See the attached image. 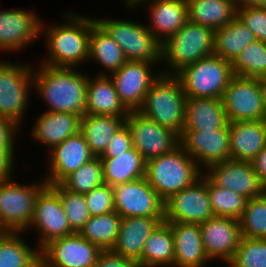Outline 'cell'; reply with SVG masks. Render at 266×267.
Here are the masks:
<instances>
[{
  "instance_id": "6da1fadb",
  "label": "cell",
  "mask_w": 266,
  "mask_h": 267,
  "mask_svg": "<svg viewBox=\"0 0 266 267\" xmlns=\"http://www.w3.org/2000/svg\"><path fill=\"white\" fill-rule=\"evenodd\" d=\"M65 20L58 24H44L41 20L40 38L44 36L46 56L40 64L50 67L81 68L89 57L91 28L95 17L65 11ZM46 25V26H45ZM50 25V26H49ZM80 66V67H79Z\"/></svg>"
},
{
  "instance_id": "7a4b0ae2",
  "label": "cell",
  "mask_w": 266,
  "mask_h": 267,
  "mask_svg": "<svg viewBox=\"0 0 266 267\" xmlns=\"http://www.w3.org/2000/svg\"><path fill=\"white\" fill-rule=\"evenodd\" d=\"M38 65L33 69V92L47 104L45 111L83 117L86 114L88 74L79 71L80 68Z\"/></svg>"
},
{
  "instance_id": "3957f363",
  "label": "cell",
  "mask_w": 266,
  "mask_h": 267,
  "mask_svg": "<svg viewBox=\"0 0 266 267\" xmlns=\"http://www.w3.org/2000/svg\"><path fill=\"white\" fill-rule=\"evenodd\" d=\"M214 32L188 20L161 44V73L176 75L186 66L213 55Z\"/></svg>"
},
{
  "instance_id": "277c9868",
  "label": "cell",
  "mask_w": 266,
  "mask_h": 267,
  "mask_svg": "<svg viewBox=\"0 0 266 267\" xmlns=\"http://www.w3.org/2000/svg\"><path fill=\"white\" fill-rule=\"evenodd\" d=\"M203 173L181 145L171 153L146 161L145 178L164 202L193 184Z\"/></svg>"
},
{
  "instance_id": "5b68a950",
  "label": "cell",
  "mask_w": 266,
  "mask_h": 267,
  "mask_svg": "<svg viewBox=\"0 0 266 267\" xmlns=\"http://www.w3.org/2000/svg\"><path fill=\"white\" fill-rule=\"evenodd\" d=\"M186 100L180 80L175 75L161 74L147 92L138 111L181 137L185 123Z\"/></svg>"
},
{
  "instance_id": "8992f818",
  "label": "cell",
  "mask_w": 266,
  "mask_h": 267,
  "mask_svg": "<svg viewBox=\"0 0 266 267\" xmlns=\"http://www.w3.org/2000/svg\"><path fill=\"white\" fill-rule=\"evenodd\" d=\"M27 184L22 185L13 177L0 180V229L3 232L25 233L28 230L36 197L47 183L40 178Z\"/></svg>"
},
{
  "instance_id": "52a82bcc",
  "label": "cell",
  "mask_w": 266,
  "mask_h": 267,
  "mask_svg": "<svg viewBox=\"0 0 266 267\" xmlns=\"http://www.w3.org/2000/svg\"><path fill=\"white\" fill-rule=\"evenodd\" d=\"M175 76L186 97L222 99L234 74L230 62L211 55L186 66Z\"/></svg>"
},
{
  "instance_id": "ba28073f",
  "label": "cell",
  "mask_w": 266,
  "mask_h": 267,
  "mask_svg": "<svg viewBox=\"0 0 266 267\" xmlns=\"http://www.w3.org/2000/svg\"><path fill=\"white\" fill-rule=\"evenodd\" d=\"M96 22L120 46L127 61H144L161 65V43L146 27L133 19L95 18Z\"/></svg>"
},
{
  "instance_id": "9c48e42d",
  "label": "cell",
  "mask_w": 266,
  "mask_h": 267,
  "mask_svg": "<svg viewBox=\"0 0 266 267\" xmlns=\"http://www.w3.org/2000/svg\"><path fill=\"white\" fill-rule=\"evenodd\" d=\"M19 63L0 59V116L22 127L33 92L34 64Z\"/></svg>"
},
{
  "instance_id": "30bf717a",
  "label": "cell",
  "mask_w": 266,
  "mask_h": 267,
  "mask_svg": "<svg viewBox=\"0 0 266 267\" xmlns=\"http://www.w3.org/2000/svg\"><path fill=\"white\" fill-rule=\"evenodd\" d=\"M164 203L166 222L200 224L214 217L208 193V177L204 173Z\"/></svg>"
},
{
  "instance_id": "8fae6325",
  "label": "cell",
  "mask_w": 266,
  "mask_h": 267,
  "mask_svg": "<svg viewBox=\"0 0 266 267\" xmlns=\"http://www.w3.org/2000/svg\"><path fill=\"white\" fill-rule=\"evenodd\" d=\"M125 123L130 129L133 147L147 161L173 152L181 145L180 136L139 111H130Z\"/></svg>"
},
{
  "instance_id": "7c38bea8",
  "label": "cell",
  "mask_w": 266,
  "mask_h": 267,
  "mask_svg": "<svg viewBox=\"0 0 266 267\" xmlns=\"http://www.w3.org/2000/svg\"><path fill=\"white\" fill-rule=\"evenodd\" d=\"M155 66L159 65L144 61H126L109 76L121 102L129 111H138L142 107L147 92L162 74L160 68H153Z\"/></svg>"
},
{
  "instance_id": "4fadbf2b",
  "label": "cell",
  "mask_w": 266,
  "mask_h": 267,
  "mask_svg": "<svg viewBox=\"0 0 266 267\" xmlns=\"http://www.w3.org/2000/svg\"><path fill=\"white\" fill-rule=\"evenodd\" d=\"M230 122L266 120L259 79L234 75L222 97Z\"/></svg>"
},
{
  "instance_id": "5bb4252c",
  "label": "cell",
  "mask_w": 266,
  "mask_h": 267,
  "mask_svg": "<svg viewBox=\"0 0 266 267\" xmlns=\"http://www.w3.org/2000/svg\"><path fill=\"white\" fill-rule=\"evenodd\" d=\"M101 251L75 232L53 239L40 249L41 267H95Z\"/></svg>"
},
{
  "instance_id": "9a60e30c",
  "label": "cell",
  "mask_w": 266,
  "mask_h": 267,
  "mask_svg": "<svg viewBox=\"0 0 266 267\" xmlns=\"http://www.w3.org/2000/svg\"><path fill=\"white\" fill-rule=\"evenodd\" d=\"M33 228L39 237V249L53 239L75 233L69 226L59 194L50 185H46L36 197L28 230Z\"/></svg>"
},
{
  "instance_id": "2e32d148",
  "label": "cell",
  "mask_w": 266,
  "mask_h": 267,
  "mask_svg": "<svg viewBox=\"0 0 266 267\" xmlns=\"http://www.w3.org/2000/svg\"><path fill=\"white\" fill-rule=\"evenodd\" d=\"M112 188L115 211L122 218L164 217L165 203L145 177Z\"/></svg>"
},
{
  "instance_id": "e0dca14e",
  "label": "cell",
  "mask_w": 266,
  "mask_h": 267,
  "mask_svg": "<svg viewBox=\"0 0 266 267\" xmlns=\"http://www.w3.org/2000/svg\"><path fill=\"white\" fill-rule=\"evenodd\" d=\"M41 20L31 9H1L0 51L20 52L34 43L36 38L40 39Z\"/></svg>"
},
{
  "instance_id": "ac0fdd59",
  "label": "cell",
  "mask_w": 266,
  "mask_h": 267,
  "mask_svg": "<svg viewBox=\"0 0 266 267\" xmlns=\"http://www.w3.org/2000/svg\"><path fill=\"white\" fill-rule=\"evenodd\" d=\"M204 174L216 186L234 191L247 199L259 197L266 192L252 163L248 161L225 160L209 166Z\"/></svg>"
},
{
  "instance_id": "d6986e66",
  "label": "cell",
  "mask_w": 266,
  "mask_h": 267,
  "mask_svg": "<svg viewBox=\"0 0 266 267\" xmlns=\"http://www.w3.org/2000/svg\"><path fill=\"white\" fill-rule=\"evenodd\" d=\"M199 225L203 248L209 260L228 264L241 239L239 220L214 216Z\"/></svg>"
},
{
  "instance_id": "ffe728a7",
  "label": "cell",
  "mask_w": 266,
  "mask_h": 267,
  "mask_svg": "<svg viewBox=\"0 0 266 267\" xmlns=\"http://www.w3.org/2000/svg\"><path fill=\"white\" fill-rule=\"evenodd\" d=\"M47 154L48 166L43 179L50 186L59 184L83 164L95 158L80 131L53 147Z\"/></svg>"
},
{
  "instance_id": "44dd1931",
  "label": "cell",
  "mask_w": 266,
  "mask_h": 267,
  "mask_svg": "<svg viewBox=\"0 0 266 267\" xmlns=\"http://www.w3.org/2000/svg\"><path fill=\"white\" fill-rule=\"evenodd\" d=\"M181 146L205 171L209 166L230 159L229 129L217 131H183Z\"/></svg>"
},
{
  "instance_id": "7402d4cb",
  "label": "cell",
  "mask_w": 266,
  "mask_h": 267,
  "mask_svg": "<svg viewBox=\"0 0 266 267\" xmlns=\"http://www.w3.org/2000/svg\"><path fill=\"white\" fill-rule=\"evenodd\" d=\"M148 9V25L152 35L162 44L188 21L186 0H144L136 4Z\"/></svg>"
},
{
  "instance_id": "603a6c76",
  "label": "cell",
  "mask_w": 266,
  "mask_h": 267,
  "mask_svg": "<svg viewBox=\"0 0 266 267\" xmlns=\"http://www.w3.org/2000/svg\"><path fill=\"white\" fill-rule=\"evenodd\" d=\"M174 241L173 267H207V257L199 224L168 222Z\"/></svg>"
},
{
  "instance_id": "cb8c5ba5",
  "label": "cell",
  "mask_w": 266,
  "mask_h": 267,
  "mask_svg": "<svg viewBox=\"0 0 266 267\" xmlns=\"http://www.w3.org/2000/svg\"><path fill=\"white\" fill-rule=\"evenodd\" d=\"M80 116L73 113L42 112L32 126L31 138L46 146L47 151L80 131Z\"/></svg>"
},
{
  "instance_id": "d4e9b609",
  "label": "cell",
  "mask_w": 266,
  "mask_h": 267,
  "mask_svg": "<svg viewBox=\"0 0 266 267\" xmlns=\"http://www.w3.org/2000/svg\"><path fill=\"white\" fill-rule=\"evenodd\" d=\"M164 217H126L121 219L118 237L111 249L120 256L138 261L144 244Z\"/></svg>"
},
{
  "instance_id": "484cf974",
  "label": "cell",
  "mask_w": 266,
  "mask_h": 267,
  "mask_svg": "<svg viewBox=\"0 0 266 267\" xmlns=\"http://www.w3.org/2000/svg\"><path fill=\"white\" fill-rule=\"evenodd\" d=\"M129 113L130 111L121 102L114 82L109 76L88 75L86 114L127 118Z\"/></svg>"
},
{
  "instance_id": "4316f807",
  "label": "cell",
  "mask_w": 266,
  "mask_h": 267,
  "mask_svg": "<svg viewBox=\"0 0 266 267\" xmlns=\"http://www.w3.org/2000/svg\"><path fill=\"white\" fill-rule=\"evenodd\" d=\"M229 129L222 99L187 97L183 131Z\"/></svg>"
},
{
  "instance_id": "83f0119b",
  "label": "cell",
  "mask_w": 266,
  "mask_h": 267,
  "mask_svg": "<svg viewBox=\"0 0 266 267\" xmlns=\"http://www.w3.org/2000/svg\"><path fill=\"white\" fill-rule=\"evenodd\" d=\"M230 159L251 162L266 147V120L229 123Z\"/></svg>"
},
{
  "instance_id": "f1b7e54d",
  "label": "cell",
  "mask_w": 266,
  "mask_h": 267,
  "mask_svg": "<svg viewBox=\"0 0 266 267\" xmlns=\"http://www.w3.org/2000/svg\"><path fill=\"white\" fill-rule=\"evenodd\" d=\"M90 60L104 69H99V76H110L127 61L120 46L98 23L91 28L89 37Z\"/></svg>"
},
{
  "instance_id": "f546056e",
  "label": "cell",
  "mask_w": 266,
  "mask_h": 267,
  "mask_svg": "<svg viewBox=\"0 0 266 267\" xmlns=\"http://www.w3.org/2000/svg\"><path fill=\"white\" fill-rule=\"evenodd\" d=\"M100 159L104 184L111 187L145 177L146 160L134 147L124 153L115 154V157Z\"/></svg>"
},
{
  "instance_id": "4dcf8cb0",
  "label": "cell",
  "mask_w": 266,
  "mask_h": 267,
  "mask_svg": "<svg viewBox=\"0 0 266 267\" xmlns=\"http://www.w3.org/2000/svg\"><path fill=\"white\" fill-rule=\"evenodd\" d=\"M188 20L217 30L237 17L236 0H186Z\"/></svg>"
},
{
  "instance_id": "1f68e13d",
  "label": "cell",
  "mask_w": 266,
  "mask_h": 267,
  "mask_svg": "<svg viewBox=\"0 0 266 267\" xmlns=\"http://www.w3.org/2000/svg\"><path fill=\"white\" fill-rule=\"evenodd\" d=\"M174 256L171 226L162 221L146 240L141 258L137 262L141 267H173Z\"/></svg>"
},
{
  "instance_id": "d6a6232c",
  "label": "cell",
  "mask_w": 266,
  "mask_h": 267,
  "mask_svg": "<svg viewBox=\"0 0 266 267\" xmlns=\"http://www.w3.org/2000/svg\"><path fill=\"white\" fill-rule=\"evenodd\" d=\"M126 118L85 114L80 119V132L95 157L106 150L114 134L125 124Z\"/></svg>"
},
{
  "instance_id": "836d02e7",
  "label": "cell",
  "mask_w": 266,
  "mask_h": 267,
  "mask_svg": "<svg viewBox=\"0 0 266 267\" xmlns=\"http://www.w3.org/2000/svg\"><path fill=\"white\" fill-rule=\"evenodd\" d=\"M21 234L24 232L0 234V267H41L40 249L28 245Z\"/></svg>"
},
{
  "instance_id": "e575fe53",
  "label": "cell",
  "mask_w": 266,
  "mask_h": 267,
  "mask_svg": "<svg viewBox=\"0 0 266 267\" xmlns=\"http://www.w3.org/2000/svg\"><path fill=\"white\" fill-rule=\"evenodd\" d=\"M256 40L253 32L236 17L215 30L213 55L231 63L246 46Z\"/></svg>"
},
{
  "instance_id": "d590c367",
  "label": "cell",
  "mask_w": 266,
  "mask_h": 267,
  "mask_svg": "<svg viewBox=\"0 0 266 267\" xmlns=\"http://www.w3.org/2000/svg\"><path fill=\"white\" fill-rule=\"evenodd\" d=\"M121 219L116 211L91 216L78 233L101 250H111L118 237Z\"/></svg>"
},
{
  "instance_id": "8d00e7d4",
  "label": "cell",
  "mask_w": 266,
  "mask_h": 267,
  "mask_svg": "<svg viewBox=\"0 0 266 267\" xmlns=\"http://www.w3.org/2000/svg\"><path fill=\"white\" fill-rule=\"evenodd\" d=\"M232 72L246 78H263L266 76V43L256 40L246 46L231 62Z\"/></svg>"
},
{
  "instance_id": "74e56055",
  "label": "cell",
  "mask_w": 266,
  "mask_h": 267,
  "mask_svg": "<svg viewBox=\"0 0 266 267\" xmlns=\"http://www.w3.org/2000/svg\"><path fill=\"white\" fill-rule=\"evenodd\" d=\"M72 193L86 194L93 188L104 184L102 163L100 157L83 164L59 183Z\"/></svg>"
},
{
  "instance_id": "f35d334b",
  "label": "cell",
  "mask_w": 266,
  "mask_h": 267,
  "mask_svg": "<svg viewBox=\"0 0 266 267\" xmlns=\"http://www.w3.org/2000/svg\"><path fill=\"white\" fill-rule=\"evenodd\" d=\"M239 222L241 237L266 239V192L247 200Z\"/></svg>"
},
{
  "instance_id": "ab89813d",
  "label": "cell",
  "mask_w": 266,
  "mask_h": 267,
  "mask_svg": "<svg viewBox=\"0 0 266 267\" xmlns=\"http://www.w3.org/2000/svg\"><path fill=\"white\" fill-rule=\"evenodd\" d=\"M208 193L214 216L239 220L246 207L247 198L226 188L216 186L208 178Z\"/></svg>"
},
{
  "instance_id": "60d3db41",
  "label": "cell",
  "mask_w": 266,
  "mask_h": 267,
  "mask_svg": "<svg viewBox=\"0 0 266 267\" xmlns=\"http://www.w3.org/2000/svg\"><path fill=\"white\" fill-rule=\"evenodd\" d=\"M60 196L62 206L65 210L70 228L74 232H79L84 224L89 220L90 213L85 202L84 194L69 192L60 184L51 186Z\"/></svg>"
},
{
  "instance_id": "b9f144b4",
  "label": "cell",
  "mask_w": 266,
  "mask_h": 267,
  "mask_svg": "<svg viewBox=\"0 0 266 267\" xmlns=\"http://www.w3.org/2000/svg\"><path fill=\"white\" fill-rule=\"evenodd\" d=\"M228 267H266V239L241 237Z\"/></svg>"
},
{
  "instance_id": "7bdbcfd3",
  "label": "cell",
  "mask_w": 266,
  "mask_h": 267,
  "mask_svg": "<svg viewBox=\"0 0 266 267\" xmlns=\"http://www.w3.org/2000/svg\"><path fill=\"white\" fill-rule=\"evenodd\" d=\"M90 216L103 215L115 211L113 188L103 184L84 194Z\"/></svg>"
},
{
  "instance_id": "ee69618b",
  "label": "cell",
  "mask_w": 266,
  "mask_h": 267,
  "mask_svg": "<svg viewBox=\"0 0 266 267\" xmlns=\"http://www.w3.org/2000/svg\"><path fill=\"white\" fill-rule=\"evenodd\" d=\"M237 18L253 32L257 40L266 43L265 7H237Z\"/></svg>"
},
{
  "instance_id": "f6af8a7d",
  "label": "cell",
  "mask_w": 266,
  "mask_h": 267,
  "mask_svg": "<svg viewBox=\"0 0 266 267\" xmlns=\"http://www.w3.org/2000/svg\"><path fill=\"white\" fill-rule=\"evenodd\" d=\"M133 148L130 129L125 123L112 137L104 153L100 158H112L115 154H121Z\"/></svg>"
},
{
  "instance_id": "bcb514c9",
  "label": "cell",
  "mask_w": 266,
  "mask_h": 267,
  "mask_svg": "<svg viewBox=\"0 0 266 267\" xmlns=\"http://www.w3.org/2000/svg\"><path fill=\"white\" fill-rule=\"evenodd\" d=\"M95 267H141L130 258L120 256L112 250H102L97 258Z\"/></svg>"
},
{
  "instance_id": "7dc6e473",
  "label": "cell",
  "mask_w": 266,
  "mask_h": 267,
  "mask_svg": "<svg viewBox=\"0 0 266 267\" xmlns=\"http://www.w3.org/2000/svg\"><path fill=\"white\" fill-rule=\"evenodd\" d=\"M21 129L13 121L0 116V148H14Z\"/></svg>"
},
{
  "instance_id": "c3c4849f",
  "label": "cell",
  "mask_w": 266,
  "mask_h": 267,
  "mask_svg": "<svg viewBox=\"0 0 266 267\" xmlns=\"http://www.w3.org/2000/svg\"><path fill=\"white\" fill-rule=\"evenodd\" d=\"M15 148H0V180L12 177L15 163Z\"/></svg>"
},
{
  "instance_id": "681fc988",
  "label": "cell",
  "mask_w": 266,
  "mask_h": 267,
  "mask_svg": "<svg viewBox=\"0 0 266 267\" xmlns=\"http://www.w3.org/2000/svg\"><path fill=\"white\" fill-rule=\"evenodd\" d=\"M252 166L259 177V180L263 187L266 189V147L257 154V156L251 161Z\"/></svg>"
},
{
  "instance_id": "f907efd6",
  "label": "cell",
  "mask_w": 266,
  "mask_h": 267,
  "mask_svg": "<svg viewBox=\"0 0 266 267\" xmlns=\"http://www.w3.org/2000/svg\"><path fill=\"white\" fill-rule=\"evenodd\" d=\"M237 7H266V0H236Z\"/></svg>"
},
{
  "instance_id": "816d5d0a",
  "label": "cell",
  "mask_w": 266,
  "mask_h": 267,
  "mask_svg": "<svg viewBox=\"0 0 266 267\" xmlns=\"http://www.w3.org/2000/svg\"><path fill=\"white\" fill-rule=\"evenodd\" d=\"M259 85H260L261 92H262L263 106H264L265 115H266V76L259 79Z\"/></svg>"
},
{
  "instance_id": "f5cc1de1",
  "label": "cell",
  "mask_w": 266,
  "mask_h": 267,
  "mask_svg": "<svg viewBox=\"0 0 266 267\" xmlns=\"http://www.w3.org/2000/svg\"><path fill=\"white\" fill-rule=\"evenodd\" d=\"M141 1H144V0H124V4H125V8L126 9H129L131 11V8L134 9L136 4L141 2ZM128 7V8H127Z\"/></svg>"
}]
</instances>
